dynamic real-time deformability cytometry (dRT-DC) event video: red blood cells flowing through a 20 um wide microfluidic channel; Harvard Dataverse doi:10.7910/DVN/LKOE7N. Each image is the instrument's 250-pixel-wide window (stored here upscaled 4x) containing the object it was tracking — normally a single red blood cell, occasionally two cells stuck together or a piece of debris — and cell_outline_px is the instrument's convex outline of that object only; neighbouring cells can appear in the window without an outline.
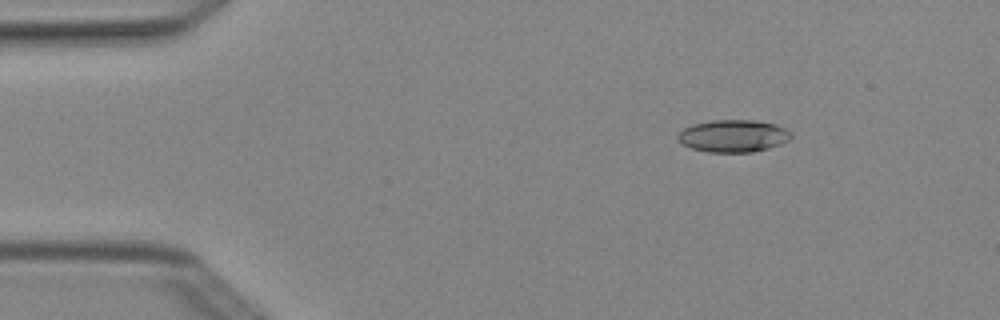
{"species": "Egyptian fruit bat (a non-hibernating species)", "species_latin": "Rousettus aegyptiacus", "temperature_condition": "cold", "stored_images_in_passage": 4, "camera_frame_rate_fps": 3000, "um_per_image_px": 0.085, "animal": {"sex": "female"}, "frame": {"image": 1, "passage_image": 2, "time_ms": 0.333, "image_size_px": [1000, 320], "cell_outline_px": [[792, 136], [788, 140], [780, 144], [768, 148], [752, 152], [708, 152], [692, 148], [684, 144], [676, 136], [684, 128], [692, 124], [712, 120], [756, 120], [776, 124], [792, 132]], "centroid_in_image_um": [62.35, 11.54], "position_along_channel_um": 22.7, "area_um2": 21.27}}
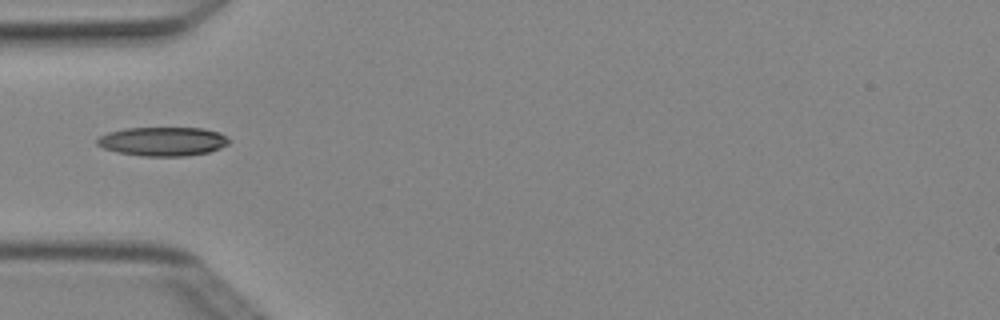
{"frame": {"image": 2, "passage_image": 4, "time_ms": 1.0, "image_size_px": [1000, 320], "cell_outline_px": [[232, 140], [228, 144], [220, 148], [208, 152], [184, 156], [140, 156], [116, 152], [104, 148], [96, 144], [96, 140], [100, 136], [108, 132], [124, 128], [204, 128], [220, 132], [228, 136]], "centroid_in_image_um": [13.86, 12.01], "position_along_channel_um": 71.1, "area_um2": 22.48}}